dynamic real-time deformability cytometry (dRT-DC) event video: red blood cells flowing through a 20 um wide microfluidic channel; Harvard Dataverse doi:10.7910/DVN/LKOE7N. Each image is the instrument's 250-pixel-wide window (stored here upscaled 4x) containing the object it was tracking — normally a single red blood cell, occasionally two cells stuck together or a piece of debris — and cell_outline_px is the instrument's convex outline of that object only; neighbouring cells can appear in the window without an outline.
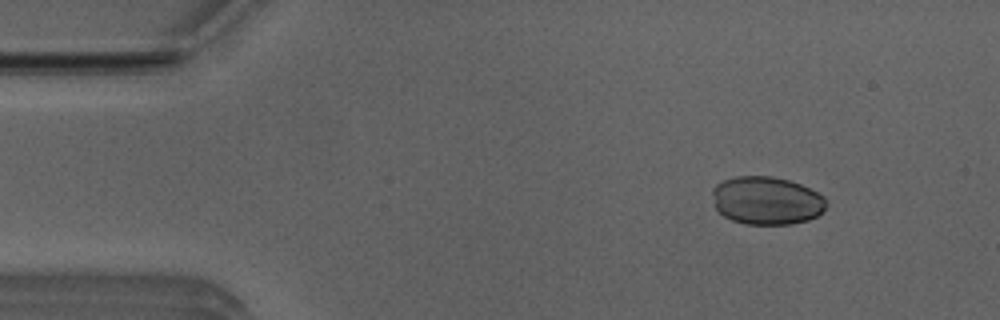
{"species": "Egyptian fruit bat (a non-hibernating species)", "species_latin": "Rousettus aegyptiacus", "temperature_condition": "room temperature", "stored_images_in_passage": 51, "camera_frame_rate_fps": 3000, "um_per_image_px": 0.085, "animal": {"sex": "male"}, "frame": {"image": 1, "passage_image": 6, "time_ms": 1.667, "image_size_px": [1000, 320], "cell_outline_px": [[828, 204], [816, 216], [808, 220], [792, 224], [744, 224], [732, 220], [724, 216], [716, 208], [712, 192], [712, 188], [716, 184], [724, 180], [736, 176], [772, 176], [788, 180], [800, 184], [824, 196]], "centroid_in_image_um": [65.15, 17.05], "position_along_channel_um": 19.8, "area_um2": 31.85}}
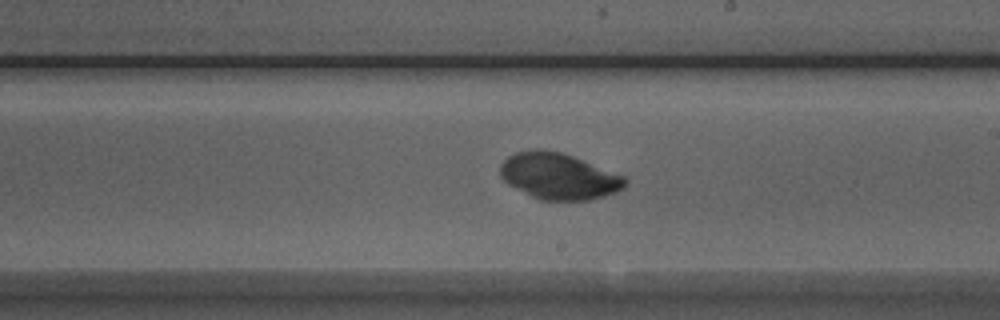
{"frame": {"image": 2, "passage_image": 29, "time_ms": 9.333, "image_size_px": [1000, 320], "cell_outline_px": [[628, 184], [624, 188], [616, 192], [604, 196], [588, 200], [540, 200], [508, 184], [500, 176], [500, 164], [508, 156], [516, 152], [532, 148], [544, 148], [560, 152], [572, 156], [624, 176], [628, 180]], "centroid_in_image_um": [47.48, 14.96], "position_along_channel_um": 241.5, "area_um2": 33.7}}
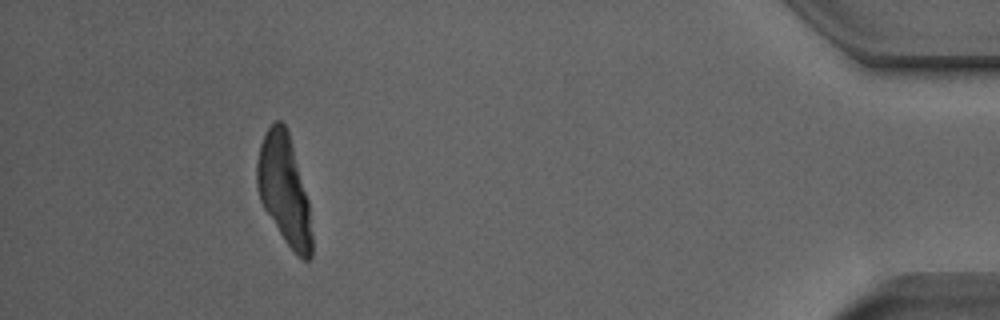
{"frame": {"image": 3, "passage_image": 47, "time_ms": 15.333, "image_size_px": [1000, 320], "cell_outline_px": [[312, 256], [308, 260], [304, 260], [284, 240], [264, 208], [260, 200], [256, 188], [256, 164], [260, 144], [268, 128], [276, 120], [280, 120], [284, 124], [288, 132], [308, 200], [312, 236]], "centroid_in_image_um": [24.14, 16.12], "position_along_channel_um": 411.1, "area_um2": 34.51}}